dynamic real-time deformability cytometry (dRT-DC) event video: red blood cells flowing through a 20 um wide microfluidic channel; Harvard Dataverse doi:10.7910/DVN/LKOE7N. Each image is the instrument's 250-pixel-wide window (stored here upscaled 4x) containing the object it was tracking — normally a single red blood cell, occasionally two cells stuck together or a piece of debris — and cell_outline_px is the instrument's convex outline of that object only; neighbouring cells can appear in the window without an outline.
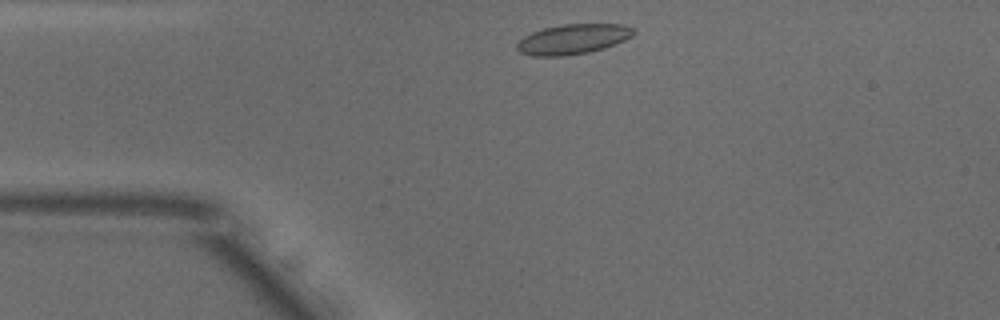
{"species": "common noctule bat (a hibernating species)", "species_latin": "Nyctalus noctula", "temperature_condition": "warm", "stored_images_in_passage": 31, "camera_frame_rate_fps": 3000, "um_per_image_px": 0.085, "animal": {"sex": "male", "body_mass_g": 18.8}, "frame": {"image": 1, "passage_image": 2, "time_ms": 0.333, "image_size_px": [1000, 320], "cell_outline_px": [[636, 32], [632, 36], [624, 40], [604, 48], [588, 52], [564, 56], [532, 56], [520, 52], [516, 48], [516, 44], [524, 36], [532, 32], [544, 28], [564, 24], [620, 24], [632, 28]], "centroid_in_image_um": [48.68, 3.33], "position_along_channel_um": 36.3, "area_um2": 20.29}}
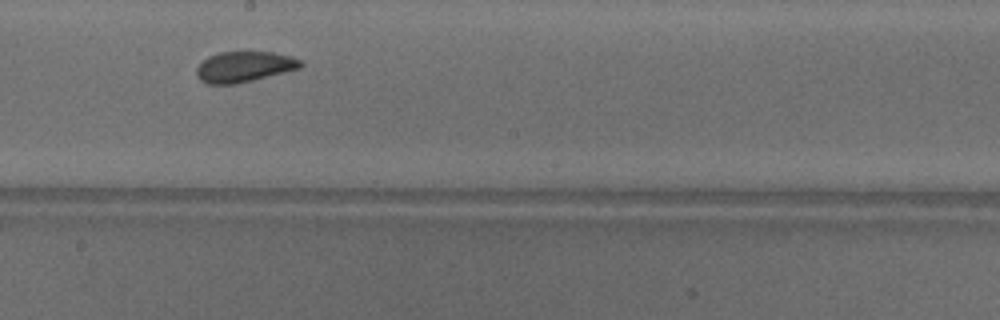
{"frame": {"image": 2, "passage_image": 19, "time_ms": 6.0, "image_size_px": [1000, 320], "cell_outline_px": [[304, 64], [300, 68], [236, 84], [204, 84], [196, 76], [196, 68], [208, 56], [220, 52], [272, 52], [292, 56], [300, 60]], "centroid_in_image_um": [20.73, 5.68], "position_along_channel_um": 227.5, "area_um2": 18.55}}
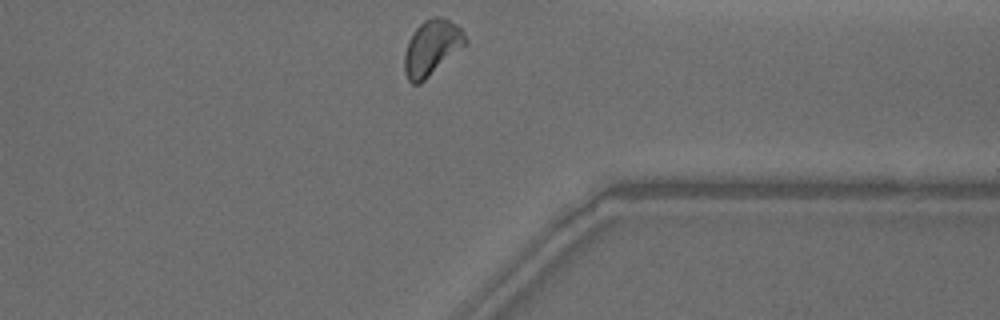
{"frame": {"image": 3, "passage_image": 31, "time_ms": 10.0, "image_size_px": [1000, 320], "cell_outline_px": [[468, 44], [420, 84], [412, 84], [408, 80], [404, 72], [404, 52], [408, 40], [416, 28], [424, 20], [432, 16], [440, 16], [456, 24], [464, 32], [468, 40]], "centroid_in_image_um": [36.71, 4.06], "position_along_channel_um": 374.7, "area_um2": 20.0}, "authors_computed_cell_mechanics": {"area_um2": 18.8428, "velocity_mm_per_s": 3.8422, "shape_relaxation_time_tau1_ms": 6.1733, "shape_relaxation_time_tau2_ms": 1.0723, "deformation_change_tau1": 0.1184, "deformation_change_tau2": 0.0512}}